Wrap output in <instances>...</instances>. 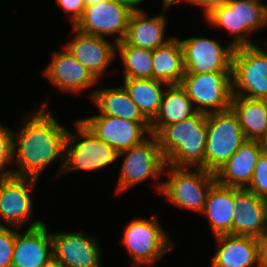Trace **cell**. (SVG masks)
I'll return each instance as SVG.
<instances>
[{
	"mask_svg": "<svg viewBox=\"0 0 267 267\" xmlns=\"http://www.w3.org/2000/svg\"><path fill=\"white\" fill-rule=\"evenodd\" d=\"M48 100L47 97L37 110L23 115L17 132L13 129L14 176L38 180L56 160L60 167L54 178L62 176L68 128L53 115Z\"/></svg>",
	"mask_w": 267,
	"mask_h": 267,
	"instance_id": "obj_1",
	"label": "cell"
},
{
	"mask_svg": "<svg viewBox=\"0 0 267 267\" xmlns=\"http://www.w3.org/2000/svg\"><path fill=\"white\" fill-rule=\"evenodd\" d=\"M166 165L204 169L207 142V114L164 126L156 135Z\"/></svg>",
	"mask_w": 267,
	"mask_h": 267,
	"instance_id": "obj_2",
	"label": "cell"
},
{
	"mask_svg": "<svg viewBox=\"0 0 267 267\" xmlns=\"http://www.w3.org/2000/svg\"><path fill=\"white\" fill-rule=\"evenodd\" d=\"M204 20L209 27L219 28L229 34L232 37L230 44L234 48L254 46L259 44L252 42L250 37L267 26V9L263 0H228Z\"/></svg>",
	"mask_w": 267,
	"mask_h": 267,
	"instance_id": "obj_3",
	"label": "cell"
},
{
	"mask_svg": "<svg viewBox=\"0 0 267 267\" xmlns=\"http://www.w3.org/2000/svg\"><path fill=\"white\" fill-rule=\"evenodd\" d=\"M118 158L123 159L114 191L116 195L140 185L149 178L154 182V190L161 192L163 180L160 179H163L166 161L154 134H150L130 149L119 152Z\"/></svg>",
	"mask_w": 267,
	"mask_h": 267,
	"instance_id": "obj_4",
	"label": "cell"
},
{
	"mask_svg": "<svg viewBox=\"0 0 267 267\" xmlns=\"http://www.w3.org/2000/svg\"><path fill=\"white\" fill-rule=\"evenodd\" d=\"M120 241L134 267L156 265L175 247L169 232L160 224L158 214L146 219L133 218L125 226Z\"/></svg>",
	"mask_w": 267,
	"mask_h": 267,
	"instance_id": "obj_5",
	"label": "cell"
},
{
	"mask_svg": "<svg viewBox=\"0 0 267 267\" xmlns=\"http://www.w3.org/2000/svg\"><path fill=\"white\" fill-rule=\"evenodd\" d=\"M76 131H67L62 175L76 171H99L118 161V152L100 140L81 120H74ZM72 131V132H71Z\"/></svg>",
	"mask_w": 267,
	"mask_h": 267,
	"instance_id": "obj_6",
	"label": "cell"
},
{
	"mask_svg": "<svg viewBox=\"0 0 267 267\" xmlns=\"http://www.w3.org/2000/svg\"><path fill=\"white\" fill-rule=\"evenodd\" d=\"M160 194L179 210L202 214L210 188L216 183L215 174L203 168L166 165Z\"/></svg>",
	"mask_w": 267,
	"mask_h": 267,
	"instance_id": "obj_7",
	"label": "cell"
},
{
	"mask_svg": "<svg viewBox=\"0 0 267 267\" xmlns=\"http://www.w3.org/2000/svg\"><path fill=\"white\" fill-rule=\"evenodd\" d=\"M247 141L233 110L207 114V142L204 149V169L215 173Z\"/></svg>",
	"mask_w": 267,
	"mask_h": 267,
	"instance_id": "obj_8",
	"label": "cell"
},
{
	"mask_svg": "<svg viewBox=\"0 0 267 267\" xmlns=\"http://www.w3.org/2000/svg\"><path fill=\"white\" fill-rule=\"evenodd\" d=\"M232 93L250 99L267 100V42L236 47L232 55Z\"/></svg>",
	"mask_w": 267,
	"mask_h": 267,
	"instance_id": "obj_9",
	"label": "cell"
},
{
	"mask_svg": "<svg viewBox=\"0 0 267 267\" xmlns=\"http://www.w3.org/2000/svg\"><path fill=\"white\" fill-rule=\"evenodd\" d=\"M180 85L198 112L208 114L230 109L232 72L185 73Z\"/></svg>",
	"mask_w": 267,
	"mask_h": 267,
	"instance_id": "obj_10",
	"label": "cell"
},
{
	"mask_svg": "<svg viewBox=\"0 0 267 267\" xmlns=\"http://www.w3.org/2000/svg\"><path fill=\"white\" fill-rule=\"evenodd\" d=\"M37 179L31 177L9 176L0 189V225L23 228H33L44 223L41 219L33 220L34 197L33 190ZM30 220L32 223H30ZM23 226V227H22Z\"/></svg>",
	"mask_w": 267,
	"mask_h": 267,
	"instance_id": "obj_11",
	"label": "cell"
},
{
	"mask_svg": "<svg viewBox=\"0 0 267 267\" xmlns=\"http://www.w3.org/2000/svg\"><path fill=\"white\" fill-rule=\"evenodd\" d=\"M42 75L47 78L52 87L62 93L81 96L88 91L89 100L94 96V88L99 85V81L93 74L63 45L62 49L52 53L51 61L42 71Z\"/></svg>",
	"mask_w": 267,
	"mask_h": 267,
	"instance_id": "obj_12",
	"label": "cell"
},
{
	"mask_svg": "<svg viewBox=\"0 0 267 267\" xmlns=\"http://www.w3.org/2000/svg\"><path fill=\"white\" fill-rule=\"evenodd\" d=\"M184 58L185 73L232 72L234 47L224 46L219 39L188 37L179 39Z\"/></svg>",
	"mask_w": 267,
	"mask_h": 267,
	"instance_id": "obj_13",
	"label": "cell"
},
{
	"mask_svg": "<svg viewBox=\"0 0 267 267\" xmlns=\"http://www.w3.org/2000/svg\"><path fill=\"white\" fill-rule=\"evenodd\" d=\"M132 11L123 5L105 0L93 6H87L82 18L74 26L88 35L110 39L115 43L123 41Z\"/></svg>",
	"mask_w": 267,
	"mask_h": 267,
	"instance_id": "obj_14",
	"label": "cell"
},
{
	"mask_svg": "<svg viewBox=\"0 0 267 267\" xmlns=\"http://www.w3.org/2000/svg\"><path fill=\"white\" fill-rule=\"evenodd\" d=\"M80 119L100 140L118 153L139 144L151 134L150 122L123 120L100 113Z\"/></svg>",
	"mask_w": 267,
	"mask_h": 267,
	"instance_id": "obj_15",
	"label": "cell"
},
{
	"mask_svg": "<svg viewBox=\"0 0 267 267\" xmlns=\"http://www.w3.org/2000/svg\"><path fill=\"white\" fill-rule=\"evenodd\" d=\"M53 256L65 267H101L99 240L80 231L52 232ZM102 253V254H101Z\"/></svg>",
	"mask_w": 267,
	"mask_h": 267,
	"instance_id": "obj_16",
	"label": "cell"
},
{
	"mask_svg": "<svg viewBox=\"0 0 267 267\" xmlns=\"http://www.w3.org/2000/svg\"><path fill=\"white\" fill-rule=\"evenodd\" d=\"M71 31L73 38L64 46L100 81L116 59L117 43L107 38L82 33L75 27H72Z\"/></svg>",
	"mask_w": 267,
	"mask_h": 267,
	"instance_id": "obj_17",
	"label": "cell"
},
{
	"mask_svg": "<svg viewBox=\"0 0 267 267\" xmlns=\"http://www.w3.org/2000/svg\"><path fill=\"white\" fill-rule=\"evenodd\" d=\"M171 5H162L160 14L148 15L147 10L132 12L124 42L127 45L155 50L163 46L173 37H167L168 17Z\"/></svg>",
	"mask_w": 267,
	"mask_h": 267,
	"instance_id": "obj_18",
	"label": "cell"
},
{
	"mask_svg": "<svg viewBox=\"0 0 267 267\" xmlns=\"http://www.w3.org/2000/svg\"><path fill=\"white\" fill-rule=\"evenodd\" d=\"M232 234L262 238L267 233L266 200L247 188H234Z\"/></svg>",
	"mask_w": 267,
	"mask_h": 267,
	"instance_id": "obj_19",
	"label": "cell"
},
{
	"mask_svg": "<svg viewBox=\"0 0 267 267\" xmlns=\"http://www.w3.org/2000/svg\"><path fill=\"white\" fill-rule=\"evenodd\" d=\"M48 224L21 230L15 227L11 267H41L53 256L52 232Z\"/></svg>",
	"mask_w": 267,
	"mask_h": 267,
	"instance_id": "obj_20",
	"label": "cell"
},
{
	"mask_svg": "<svg viewBox=\"0 0 267 267\" xmlns=\"http://www.w3.org/2000/svg\"><path fill=\"white\" fill-rule=\"evenodd\" d=\"M213 238L217 249L210 267H260L258 238L233 234Z\"/></svg>",
	"mask_w": 267,
	"mask_h": 267,
	"instance_id": "obj_21",
	"label": "cell"
},
{
	"mask_svg": "<svg viewBox=\"0 0 267 267\" xmlns=\"http://www.w3.org/2000/svg\"><path fill=\"white\" fill-rule=\"evenodd\" d=\"M265 146L260 140H247L215 174L216 183L226 187L248 188L257 159Z\"/></svg>",
	"mask_w": 267,
	"mask_h": 267,
	"instance_id": "obj_22",
	"label": "cell"
},
{
	"mask_svg": "<svg viewBox=\"0 0 267 267\" xmlns=\"http://www.w3.org/2000/svg\"><path fill=\"white\" fill-rule=\"evenodd\" d=\"M235 214L234 188L215 183L209 190L202 215L206 217L213 236L232 234Z\"/></svg>",
	"mask_w": 267,
	"mask_h": 267,
	"instance_id": "obj_23",
	"label": "cell"
},
{
	"mask_svg": "<svg viewBox=\"0 0 267 267\" xmlns=\"http://www.w3.org/2000/svg\"><path fill=\"white\" fill-rule=\"evenodd\" d=\"M197 112L186 90L180 84L168 85L159 112L150 122V133L156 135L164 126L184 121Z\"/></svg>",
	"mask_w": 267,
	"mask_h": 267,
	"instance_id": "obj_24",
	"label": "cell"
},
{
	"mask_svg": "<svg viewBox=\"0 0 267 267\" xmlns=\"http://www.w3.org/2000/svg\"><path fill=\"white\" fill-rule=\"evenodd\" d=\"M95 104L97 112L135 122H149L139 111L137 105L131 100L123 86L95 88L90 100Z\"/></svg>",
	"mask_w": 267,
	"mask_h": 267,
	"instance_id": "obj_25",
	"label": "cell"
},
{
	"mask_svg": "<svg viewBox=\"0 0 267 267\" xmlns=\"http://www.w3.org/2000/svg\"><path fill=\"white\" fill-rule=\"evenodd\" d=\"M230 108L236 114L247 140H262L267 132V100L232 96Z\"/></svg>",
	"mask_w": 267,
	"mask_h": 267,
	"instance_id": "obj_26",
	"label": "cell"
},
{
	"mask_svg": "<svg viewBox=\"0 0 267 267\" xmlns=\"http://www.w3.org/2000/svg\"><path fill=\"white\" fill-rule=\"evenodd\" d=\"M178 38L173 36L166 44L153 50L152 78L167 85L180 84L185 74L183 51Z\"/></svg>",
	"mask_w": 267,
	"mask_h": 267,
	"instance_id": "obj_27",
	"label": "cell"
},
{
	"mask_svg": "<svg viewBox=\"0 0 267 267\" xmlns=\"http://www.w3.org/2000/svg\"><path fill=\"white\" fill-rule=\"evenodd\" d=\"M122 86L142 115L151 122L160 109L166 83L151 79L123 78Z\"/></svg>",
	"mask_w": 267,
	"mask_h": 267,
	"instance_id": "obj_28",
	"label": "cell"
},
{
	"mask_svg": "<svg viewBox=\"0 0 267 267\" xmlns=\"http://www.w3.org/2000/svg\"><path fill=\"white\" fill-rule=\"evenodd\" d=\"M116 57L122 62L123 78L151 79L153 50L127 45L124 41L116 44Z\"/></svg>",
	"mask_w": 267,
	"mask_h": 267,
	"instance_id": "obj_29",
	"label": "cell"
},
{
	"mask_svg": "<svg viewBox=\"0 0 267 267\" xmlns=\"http://www.w3.org/2000/svg\"><path fill=\"white\" fill-rule=\"evenodd\" d=\"M13 169V129L0 122V172L13 174Z\"/></svg>",
	"mask_w": 267,
	"mask_h": 267,
	"instance_id": "obj_30",
	"label": "cell"
},
{
	"mask_svg": "<svg viewBox=\"0 0 267 267\" xmlns=\"http://www.w3.org/2000/svg\"><path fill=\"white\" fill-rule=\"evenodd\" d=\"M247 189L267 200V149H264L259 155L251 183Z\"/></svg>",
	"mask_w": 267,
	"mask_h": 267,
	"instance_id": "obj_31",
	"label": "cell"
},
{
	"mask_svg": "<svg viewBox=\"0 0 267 267\" xmlns=\"http://www.w3.org/2000/svg\"><path fill=\"white\" fill-rule=\"evenodd\" d=\"M14 228L0 225V267H11L15 244Z\"/></svg>",
	"mask_w": 267,
	"mask_h": 267,
	"instance_id": "obj_32",
	"label": "cell"
},
{
	"mask_svg": "<svg viewBox=\"0 0 267 267\" xmlns=\"http://www.w3.org/2000/svg\"><path fill=\"white\" fill-rule=\"evenodd\" d=\"M56 5L68 14L71 27H74L82 18L86 8L84 0H55Z\"/></svg>",
	"mask_w": 267,
	"mask_h": 267,
	"instance_id": "obj_33",
	"label": "cell"
},
{
	"mask_svg": "<svg viewBox=\"0 0 267 267\" xmlns=\"http://www.w3.org/2000/svg\"><path fill=\"white\" fill-rule=\"evenodd\" d=\"M228 0H184L183 3L195 5L202 9L203 18L210 14L215 8L221 7Z\"/></svg>",
	"mask_w": 267,
	"mask_h": 267,
	"instance_id": "obj_34",
	"label": "cell"
},
{
	"mask_svg": "<svg viewBox=\"0 0 267 267\" xmlns=\"http://www.w3.org/2000/svg\"><path fill=\"white\" fill-rule=\"evenodd\" d=\"M260 267H267V233L259 239Z\"/></svg>",
	"mask_w": 267,
	"mask_h": 267,
	"instance_id": "obj_35",
	"label": "cell"
},
{
	"mask_svg": "<svg viewBox=\"0 0 267 267\" xmlns=\"http://www.w3.org/2000/svg\"><path fill=\"white\" fill-rule=\"evenodd\" d=\"M115 3L128 7L132 12L136 10H142L141 5L144 4L146 0H112Z\"/></svg>",
	"mask_w": 267,
	"mask_h": 267,
	"instance_id": "obj_36",
	"label": "cell"
},
{
	"mask_svg": "<svg viewBox=\"0 0 267 267\" xmlns=\"http://www.w3.org/2000/svg\"><path fill=\"white\" fill-rule=\"evenodd\" d=\"M41 267H65L58 259L52 256L47 262Z\"/></svg>",
	"mask_w": 267,
	"mask_h": 267,
	"instance_id": "obj_37",
	"label": "cell"
},
{
	"mask_svg": "<svg viewBox=\"0 0 267 267\" xmlns=\"http://www.w3.org/2000/svg\"><path fill=\"white\" fill-rule=\"evenodd\" d=\"M162 1V5H176L178 3H182L184 0H161Z\"/></svg>",
	"mask_w": 267,
	"mask_h": 267,
	"instance_id": "obj_38",
	"label": "cell"
},
{
	"mask_svg": "<svg viewBox=\"0 0 267 267\" xmlns=\"http://www.w3.org/2000/svg\"><path fill=\"white\" fill-rule=\"evenodd\" d=\"M13 174H5L4 172H0V189L5 182V180L9 177L12 176Z\"/></svg>",
	"mask_w": 267,
	"mask_h": 267,
	"instance_id": "obj_39",
	"label": "cell"
},
{
	"mask_svg": "<svg viewBox=\"0 0 267 267\" xmlns=\"http://www.w3.org/2000/svg\"><path fill=\"white\" fill-rule=\"evenodd\" d=\"M103 1H105V0H84V2H85V6H86V7H87V6H93V5H96V4L101 3V2H103Z\"/></svg>",
	"mask_w": 267,
	"mask_h": 267,
	"instance_id": "obj_40",
	"label": "cell"
},
{
	"mask_svg": "<svg viewBox=\"0 0 267 267\" xmlns=\"http://www.w3.org/2000/svg\"><path fill=\"white\" fill-rule=\"evenodd\" d=\"M262 144L265 146V149H267V132L265 137L261 140Z\"/></svg>",
	"mask_w": 267,
	"mask_h": 267,
	"instance_id": "obj_41",
	"label": "cell"
}]
</instances>
